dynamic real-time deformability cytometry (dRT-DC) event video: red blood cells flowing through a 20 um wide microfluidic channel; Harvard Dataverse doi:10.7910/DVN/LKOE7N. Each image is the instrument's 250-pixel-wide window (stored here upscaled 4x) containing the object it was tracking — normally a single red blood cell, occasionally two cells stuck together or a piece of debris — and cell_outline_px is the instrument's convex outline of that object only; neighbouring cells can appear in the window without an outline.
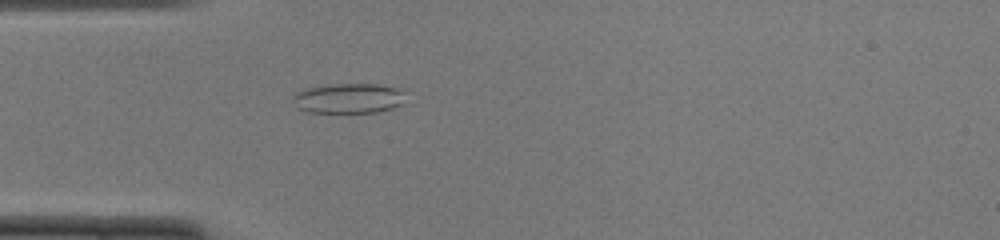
{"species": "common noctule bat (a hibernating species)", "species_latin": "Nyctalus noctula", "temperature_condition": "cold", "stored_images_in_passage": 46, "camera_frame_rate_fps": 3000, "um_per_image_px": 0.085, "animal": {"sex": "female", "body_mass_g": 22.0, "forearm_length_mm": 56.7}, "frame": {"image": 1, "passage_image": 10, "time_ms": 3.0, "image_size_px": [1000, 240], "cell_outline_px": [[404, 92], [400, 104], [392, 108], [376, 112], [308, 112], [296, 108], [292, 100], [292, 92], [304, 88], [332, 84], [380, 84], [396, 88]], "centroid_in_image_um": [29.52, 8.35], "position_along_channel_um": 55.5, "area_um2": 19.77}}
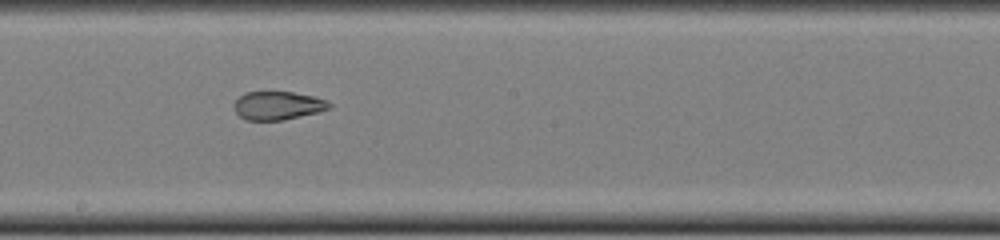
{"frame": {"image": 2, "passage_image": 23, "time_ms": 7.333, "image_size_px": [1000, 240], "cell_outline_px": [[332, 108], [284, 120], [248, 120], [240, 116], [236, 112], [236, 100], [244, 92], [292, 92], [312, 96], [328, 100], [332, 104]], "centroid_in_image_um": [23.66, 8.97], "position_along_channel_um": 224.5, "area_um2": 15.55}}
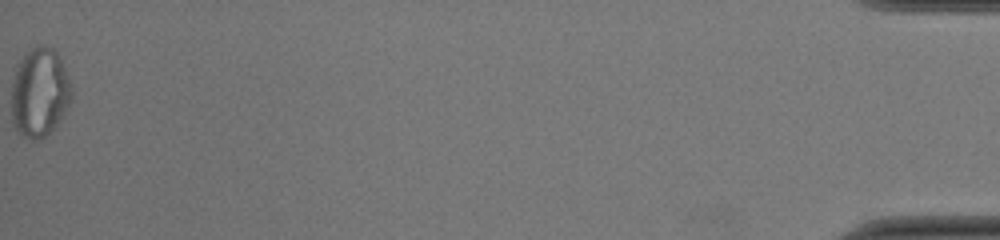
{"frame": {"image": 3, "passage_image": 46, "time_ms": 15.0, "image_size_px": [1000, 240], "cell_outline_px": [[72, 96], [68, 104], [56, 124], [44, 136], [36, 140], [32, 140], [24, 136], [16, 128], [12, 120], [12, 80], [16, 64], [28, 48], [36, 44], [52, 48], [56, 52], [68, 76], [72, 88]], "centroid_in_image_um": [3.33, 7.8], "position_along_channel_um": 431.9, "area_um2": 30.98}, "authors_computed_cell_mechanics": {"area_um2": 19.941, "velocity_mm_per_s": 4.0024, "shape_relaxation_time_tau1_ms": null, "shape_relaxation_time_tau2_ms": 1.0494, "deformation_change_tau1": null, "deformation_change_tau2": 0.0631}}